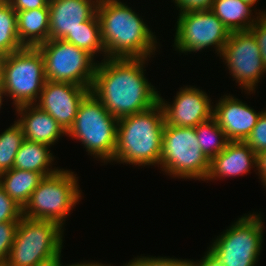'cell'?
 Returning a JSON list of instances; mask_svg holds the SVG:
<instances>
[{
    "label": "cell",
    "mask_w": 266,
    "mask_h": 266,
    "mask_svg": "<svg viewBox=\"0 0 266 266\" xmlns=\"http://www.w3.org/2000/svg\"><path fill=\"white\" fill-rule=\"evenodd\" d=\"M263 224L261 213L244 214L217 236L208 250L224 266H257L262 250Z\"/></svg>",
    "instance_id": "ba28073f"
},
{
    "label": "cell",
    "mask_w": 266,
    "mask_h": 266,
    "mask_svg": "<svg viewBox=\"0 0 266 266\" xmlns=\"http://www.w3.org/2000/svg\"><path fill=\"white\" fill-rule=\"evenodd\" d=\"M197 261L190 260V266H224L209 250H207L200 261Z\"/></svg>",
    "instance_id": "836d02e7"
},
{
    "label": "cell",
    "mask_w": 266,
    "mask_h": 266,
    "mask_svg": "<svg viewBox=\"0 0 266 266\" xmlns=\"http://www.w3.org/2000/svg\"><path fill=\"white\" fill-rule=\"evenodd\" d=\"M146 58H105L97 64L90 92L117 119L159 102V91L145 77Z\"/></svg>",
    "instance_id": "6da1fadb"
},
{
    "label": "cell",
    "mask_w": 266,
    "mask_h": 266,
    "mask_svg": "<svg viewBox=\"0 0 266 266\" xmlns=\"http://www.w3.org/2000/svg\"><path fill=\"white\" fill-rule=\"evenodd\" d=\"M44 177L36 171L12 168L0 174V187L23 208Z\"/></svg>",
    "instance_id": "7402d4cb"
},
{
    "label": "cell",
    "mask_w": 266,
    "mask_h": 266,
    "mask_svg": "<svg viewBox=\"0 0 266 266\" xmlns=\"http://www.w3.org/2000/svg\"><path fill=\"white\" fill-rule=\"evenodd\" d=\"M179 13L210 10L214 0H173Z\"/></svg>",
    "instance_id": "1f68e13d"
},
{
    "label": "cell",
    "mask_w": 266,
    "mask_h": 266,
    "mask_svg": "<svg viewBox=\"0 0 266 266\" xmlns=\"http://www.w3.org/2000/svg\"><path fill=\"white\" fill-rule=\"evenodd\" d=\"M89 92L88 87L47 80L36 105L49 113L68 132L74 124L80 102Z\"/></svg>",
    "instance_id": "5bb4252c"
},
{
    "label": "cell",
    "mask_w": 266,
    "mask_h": 266,
    "mask_svg": "<svg viewBox=\"0 0 266 266\" xmlns=\"http://www.w3.org/2000/svg\"><path fill=\"white\" fill-rule=\"evenodd\" d=\"M257 168V154L245 141H229L225 149L210 161L207 181L243 176Z\"/></svg>",
    "instance_id": "e0dca14e"
},
{
    "label": "cell",
    "mask_w": 266,
    "mask_h": 266,
    "mask_svg": "<svg viewBox=\"0 0 266 266\" xmlns=\"http://www.w3.org/2000/svg\"><path fill=\"white\" fill-rule=\"evenodd\" d=\"M22 217V208L0 187V223L19 221Z\"/></svg>",
    "instance_id": "f546056e"
},
{
    "label": "cell",
    "mask_w": 266,
    "mask_h": 266,
    "mask_svg": "<svg viewBox=\"0 0 266 266\" xmlns=\"http://www.w3.org/2000/svg\"><path fill=\"white\" fill-rule=\"evenodd\" d=\"M38 48L44 60L46 80L91 88L98 64L91 54L62 39H48Z\"/></svg>",
    "instance_id": "30bf717a"
},
{
    "label": "cell",
    "mask_w": 266,
    "mask_h": 266,
    "mask_svg": "<svg viewBox=\"0 0 266 266\" xmlns=\"http://www.w3.org/2000/svg\"><path fill=\"white\" fill-rule=\"evenodd\" d=\"M50 147L51 146L25 139L15 156L13 168L36 171L45 176L55 174L60 169L58 167L52 169V163L56 158H54Z\"/></svg>",
    "instance_id": "44dd1931"
},
{
    "label": "cell",
    "mask_w": 266,
    "mask_h": 266,
    "mask_svg": "<svg viewBox=\"0 0 266 266\" xmlns=\"http://www.w3.org/2000/svg\"><path fill=\"white\" fill-rule=\"evenodd\" d=\"M68 43L91 54L94 58L96 54H102L106 58V51L101 40L100 23L95 13L89 20L82 23V26L76 28L62 39Z\"/></svg>",
    "instance_id": "603a6c76"
},
{
    "label": "cell",
    "mask_w": 266,
    "mask_h": 266,
    "mask_svg": "<svg viewBox=\"0 0 266 266\" xmlns=\"http://www.w3.org/2000/svg\"><path fill=\"white\" fill-rule=\"evenodd\" d=\"M19 221L0 223V262L7 261L11 252Z\"/></svg>",
    "instance_id": "4316f807"
},
{
    "label": "cell",
    "mask_w": 266,
    "mask_h": 266,
    "mask_svg": "<svg viewBox=\"0 0 266 266\" xmlns=\"http://www.w3.org/2000/svg\"><path fill=\"white\" fill-rule=\"evenodd\" d=\"M63 229L53 221L22 217L7 260L9 266H35L62 252Z\"/></svg>",
    "instance_id": "9c48e42d"
},
{
    "label": "cell",
    "mask_w": 266,
    "mask_h": 266,
    "mask_svg": "<svg viewBox=\"0 0 266 266\" xmlns=\"http://www.w3.org/2000/svg\"><path fill=\"white\" fill-rule=\"evenodd\" d=\"M69 266H111V265H106V264H102V263H99V262H81V263H74V264H69ZM113 266V265H112Z\"/></svg>",
    "instance_id": "8d00e7d4"
},
{
    "label": "cell",
    "mask_w": 266,
    "mask_h": 266,
    "mask_svg": "<svg viewBox=\"0 0 266 266\" xmlns=\"http://www.w3.org/2000/svg\"><path fill=\"white\" fill-rule=\"evenodd\" d=\"M17 34L23 47H38L49 39V7L16 11Z\"/></svg>",
    "instance_id": "d6986e66"
},
{
    "label": "cell",
    "mask_w": 266,
    "mask_h": 266,
    "mask_svg": "<svg viewBox=\"0 0 266 266\" xmlns=\"http://www.w3.org/2000/svg\"><path fill=\"white\" fill-rule=\"evenodd\" d=\"M3 98H4V95H3V90H2V87H0V109H1V106L3 105Z\"/></svg>",
    "instance_id": "ab89813d"
},
{
    "label": "cell",
    "mask_w": 266,
    "mask_h": 266,
    "mask_svg": "<svg viewBox=\"0 0 266 266\" xmlns=\"http://www.w3.org/2000/svg\"><path fill=\"white\" fill-rule=\"evenodd\" d=\"M76 175L70 170L60 169L44 177L22 208L23 217L53 221L65 227V219L82 199Z\"/></svg>",
    "instance_id": "5b68a950"
},
{
    "label": "cell",
    "mask_w": 266,
    "mask_h": 266,
    "mask_svg": "<svg viewBox=\"0 0 266 266\" xmlns=\"http://www.w3.org/2000/svg\"><path fill=\"white\" fill-rule=\"evenodd\" d=\"M174 49L179 53L197 52L205 48L221 54L231 32L211 10L178 13Z\"/></svg>",
    "instance_id": "8fae6325"
},
{
    "label": "cell",
    "mask_w": 266,
    "mask_h": 266,
    "mask_svg": "<svg viewBox=\"0 0 266 266\" xmlns=\"http://www.w3.org/2000/svg\"><path fill=\"white\" fill-rule=\"evenodd\" d=\"M61 252L55 256L37 263L35 266H65L61 263ZM66 266H69L68 264Z\"/></svg>",
    "instance_id": "d590c367"
},
{
    "label": "cell",
    "mask_w": 266,
    "mask_h": 266,
    "mask_svg": "<svg viewBox=\"0 0 266 266\" xmlns=\"http://www.w3.org/2000/svg\"><path fill=\"white\" fill-rule=\"evenodd\" d=\"M258 46L261 51L263 64L266 67V16L259 17L258 21L251 27Z\"/></svg>",
    "instance_id": "4dcf8cb0"
},
{
    "label": "cell",
    "mask_w": 266,
    "mask_h": 266,
    "mask_svg": "<svg viewBox=\"0 0 266 266\" xmlns=\"http://www.w3.org/2000/svg\"><path fill=\"white\" fill-rule=\"evenodd\" d=\"M245 142L256 154L266 150V110H263Z\"/></svg>",
    "instance_id": "83f0119b"
},
{
    "label": "cell",
    "mask_w": 266,
    "mask_h": 266,
    "mask_svg": "<svg viewBox=\"0 0 266 266\" xmlns=\"http://www.w3.org/2000/svg\"><path fill=\"white\" fill-rule=\"evenodd\" d=\"M99 0H49V39H63L97 11Z\"/></svg>",
    "instance_id": "2e32d148"
},
{
    "label": "cell",
    "mask_w": 266,
    "mask_h": 266,
    "mask_svg": "<svg viewBox=\"0 0 266 266\" xmlns=\"http://www.w3.org/2000/svg\"><path fill=\"white\" fill-rule=\"evenodd\" d=\"M44 60L38 47H23L4 57L1 87L15 108L36 104L46 82Z\"/></svg>",
    "instance_id": "52a82bcc"
},
{
    "label": "cell",
    "mask_w": 266,
    "mask_h": 266,
    "mask_svg": "<svg viewBox=\"0 0 266 266\" xmlns=\"http://www.w3.org/2000/svg\"><path fill=\"white\" fill-rule=\"evenodd\" d=\"M195 132L202 152L210 161L222 152L229 142L225 132L213 117L198 124L195 127Z\"/></svg>",
    "instance_id": "d4e9b609"
},
{
    "label": "cell",
    "mask_w": 266,
    "mask_h": 266,
    "mask_svg": "<svg viewBox=\"0 0 266 266\" xmlns=\"http://www.w3.org/2000/svg\"><path fill=\"white\" fill-rule=\"evenodd\" d=\"M164 112L159 102L139 113L118 119L112 162L159 167Z\"/></svg>",
    "instance_id": "3957f363"
},
{
    "label": "cell",
    "mask_w": 266,
    "mask_h": 266,
    "mask_svg": "<svg viewBox=\"0 0 266 266\" xmlns=\"http://www.w3.org/2000/svg\"><path fill=\"white\" fill-rule=\"evenodd\" d=\"M25 140L22 128L14 121L0 134V174L13 168L15 156Z\"/></svg>",
    "instance_id": "484cf974"
},
{
    "label": "cell",
    "mask_w": 266,
    "mask_h": 266,
    "mask_svg": "<svg viewBox=\"0 0 266 266\" xmlns=\"http://www.w3.org/2000/svg\"><path fill=\"white\" fill-rule=\"evenodd\" d=\"M251 8L253 7L243 0H214L210 10L230 32H236L250 30L259 17L266 16V12L261 10L256 12L257 16H252Z\"/></svg>",
    "instance_id": "ffe728a7"
},
{
    "label": "cell",
    "mask_w": 266,
    "mask_h": 266,
    "mask_svg": "<svg viewBox=\"0 0 266 266\" xmlns=\"http://www.w3.org/2000/svg\"><path fill=\"white\" fill-rule=\"evenodd\" d=\"M118 119L89 92L80 102L73 126L67 135L79 140L88 155L111 163L116 148Z\"/></svg>",
    "instance_id": "277c9868"
},
{
    "label": "cell",
    "mask_w": 266,
    "mask_h": 266,
    "mask_svg": "<svg viewBox=\"0 0 266 266\" xmlns=\"http://www.w3.org/2000/svg\"><path fill=\"white\" fill-rule=\"evenodd\" d=\"M233 95L221 96L213 106V118L229 141H245L262 114Z\"/></svg>",
    "instance_id": "9a60e30c"
},
{
    "label": "cell",
    "mask_w": 266,
    "mask_h": 266,
    "mask_svg": "<svg viewBox=\"0 0 266 266\" xmlns=\"http://www.w3.org/2000/svg\"><path fill=\"white\" fill-rule=\"evenodd\" d=\"M21 48L16 11L7 0H0V54L7 56Z\"/></svg>",
    "instance_id": "cb8c5ba5"
},
{
    "label": "cell",
    "mask_w": 266,
    "mask_h": 266,
    "mask_svg": "<svg viewBox=\"0 0 266 266\" xmlns=\"http://www.w3.org/2000/svg\"><path fill=\"white\" fill-rule=\"evenodd\" d=\"M4 57L2 54H0V87H1V81H2V65H3V60Z\"/></svg>",
    "instance_id": "74e56055"
},
{
    "label": "cell",
    "mask_w": 266,
    "mask_h": 266,
    "mask_svg": "<svg viewBox=\"0 0 266 266\" xmlns=\"http://www.w3.org/2000/svg\"><path fill=\"white\" fill-rule=\"evenodd\" d=\"M219 57H222V62H225L241 90L248 94L255 93L266 67L253 33L250 30L231 32Z\"/></svg>",
    "instance_id": "7c38bea8"
},
{
    "label": "cell",
    "mask_w": 266,
    "mask_h": 266,
    "mask_svg": "<svg viewBox=\"0 0 266 266\" xmlns=\"http://www.w3.org/2000/svg\"><path fill=\"white\" fill-rule=\"evenodd\" d=\"M123 266H190V259H175L170 257L137 256Z\"/></svg>",
    "instance_id": "f1b7e54d"
},
{
    "label": "cell",
    "mask_w": 266,
    "mask_h": 266,
    "mask_svg": "<svg viewBox=\"0 0 266 266\" xmlns=\"http://www.w3.org/2000/svg\"><path fill=\"white\" fill-rule=\"evenodd\" d=\"M244 2H246L247 4H249L250 6H254L256 5V2H258V0H243Z\"/></svg>",
    "instance_id": "f35d334b"
},
{
    "label": "cell",
    "mask_w": 266,
    "mask_h": 266,
    "mask_svg": "<svg viewBox=\"0 0 266 266\" xmlns=\"http://www.w3.org/2000/svg\"><path fill=\"white\" fill-rule=\"evenodd\" d=\"M96 14L106 58H146L156 52L157 38L142 16L120 0H99Z\"/></svg>",
    "instance_id": "7a4b0ae2"
},
{
    "label": "cell",
    "mask_w": 266,
    "mask_h": 266,
    "mask_svg": "<svg viewBox=\"0 0 266 266\" xmlns=\"http://www.w3.org/2000/svg\"><path fill=\"white\" fill-rule=\"evenodd\" d=\"M159 167L173 178L206 181L210 160L202 152L195 127L164 126Z\"/></svg>",
    "instance_id": "8992f818"
},
{
    "label": "cell",
    "mask_w": 266,
    "mask_h": 266,
    "mask_svg": "<svg viewBox=\"0 0 266 266\" xmlns=\"http://www.w3.org/2000/svg\"><path fill=\"white\" fill-rule=\"evenodd\" d=\"M195 86L181 87L173 103L167 102L159 94V104L163 108L166 125L176 127H196L213 117L211 98Z\"/></svg>",
    "instance_id": "4fadbf2b"
},
{
    "label": "cell",
    "mask_w": 266,
    "mask_h": 266,
    "mask_svg": "<svg viewBox=\"0 0 266 266\" xmlns=\"http://www.w3.org/2000/svg\"><path fill=\"white\" fill-rule=\"evenodd\" d=\"M261 182L266 179V150L257 154V168Z\"/></svg>",
    "instance_id": "e575fe53"
},
{
    "label": "cell",
    "mask_w": 266,
    "mask_h": 266,
    "mask_svg": "<svg viewBox=\"0 0 266 266\" xmlns=\"http://www.w3.org/2000/svg\"><path fill=\"white\" fill-rule=\"evenodd\" d=\"M15 11L49 7V0H7Z\"/></svg>",
    "instance_id": "d6a6232c"
},
{
    "label": "cell",
    "mask_w": 266,
    "mask_h": 266,
    "mask_svg": "<svg viewBox=\"0 0 266 266\" xmlns=\"http://www.w3.org/2000/svg\"><path fill=\"white\" fill-rule=\"evenodd\" d=\"M263 185L266 187V179L262 181Z\"/></svg>",
    "instance_id": "b9f144b4"
},
{
    "label": "cell",
    "mask_w": 266,
    "mask_h": 266,
    "mask_svg": "<svg viewBox=\"0 0 266 266\" xmlns=\"http://www.w3.org/2000/svg\"><path fill=\"white\" fill-rule=\"evenodd\" d=\"M16 122L22 128L24 138L48 146L54 145L67 132L57 121L36 104L22 105L15 108Z\"/></svg>",
    "instance_id": "ac0fdd59"
},
{
    "label": "cell",
    "mask_w": 266,
    "mask_h": 266,
    "mask_svg": "<svg viewBox=\"0 0 266 266\" xmlns=\"http://www.w3.org/2000/svg\"><path fill=\"white\" fill-rule=\"evenodd\" d=\"M0 266H9L8 261L0 262Z\"/></svg>",
    "instance_id": "60d3db41"
}]
</instances>
